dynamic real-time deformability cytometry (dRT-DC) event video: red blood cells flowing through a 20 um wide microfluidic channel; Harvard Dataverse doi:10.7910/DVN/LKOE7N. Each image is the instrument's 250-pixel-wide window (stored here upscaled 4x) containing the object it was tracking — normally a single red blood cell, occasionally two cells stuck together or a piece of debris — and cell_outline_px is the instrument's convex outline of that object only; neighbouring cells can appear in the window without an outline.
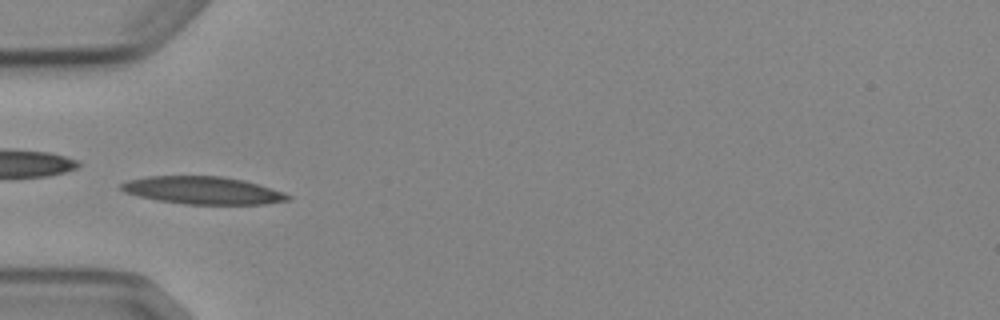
{"species": "Egyptian fruit bat (a non-hibernating species)", "species_latin": "Rousettus aegyptiacus", "temperature_condition": "cold", "stored_images_in_passage": 7, "camera_frame_rate_fps": 3000, "um_per_image_px": 0.085, "animal": {"sex": "female"}, "frame": {"image": 1, "passage_image": 4, "time_ms": 4.333, "image_size_px": [1000, 320], "cell_outline_px": [[292, 196], [288, 200], [264, 204], [184, 204], [160, 200], [140, 196], [124, 192], [120, 188], [120, 184], [128, 180], [148, 176], [220, 176], [244, 180], [284, 192]], "centroid_in_image_um": [17.24, 16.18], "position_along_channel_um": 67.8, "area_um2": 26.59}}
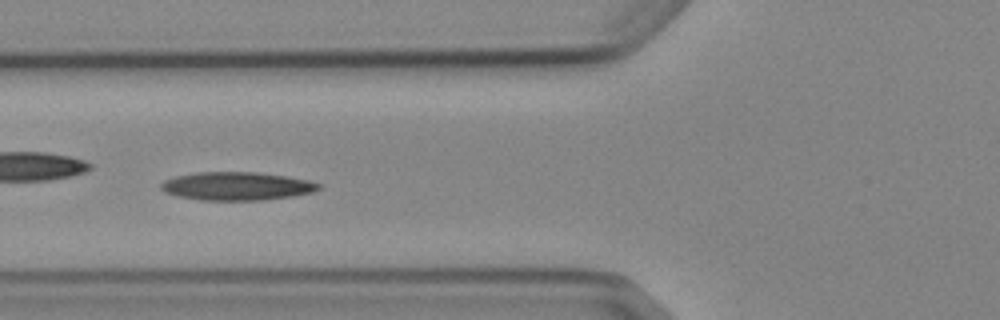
{"frame": {"image": 2, "passage_image": 5, "time_ms": 5.333, "image_size_px": [1000, 320], "cell_outline_px": [[320, 188], [312, 192], [292, 196], [264, 200], [200, 200], [176, 196], [164, 192], [160, 188], [160, 184], [164, 180], [176, 176], [196, 172], [256, 172], [284, 176], [308, 180], [320, 184]], "centroid_in_image_um": [20.07, 15.82], "position_along_channel_um": 105.7, "area_um2": 25.95}}